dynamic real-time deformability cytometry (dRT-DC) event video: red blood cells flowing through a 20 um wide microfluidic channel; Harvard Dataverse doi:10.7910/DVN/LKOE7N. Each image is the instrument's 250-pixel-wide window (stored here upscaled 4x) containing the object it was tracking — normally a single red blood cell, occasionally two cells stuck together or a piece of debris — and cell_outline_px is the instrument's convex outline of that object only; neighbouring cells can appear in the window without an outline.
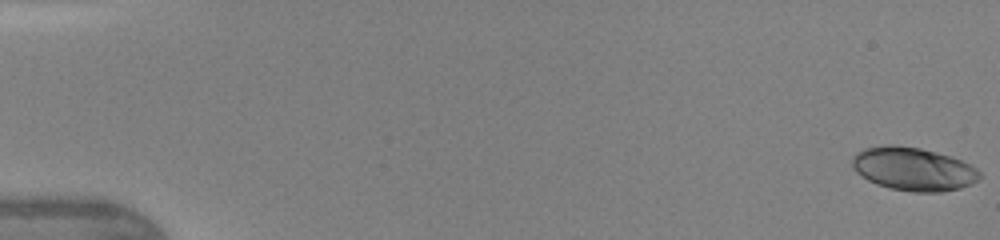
{"species": "human", "species_latin": "Homo sapiens", "temperature_condition": "warm", "stored_images_in_passage": 47, "camera_frame_rate_fps": 3000, "um_per_image_px": 0.085, "donor": {"sex": "female"}, "frame": {"image": 1, "passage_image": 1, "time_ms": 0.0, "image_size_px": [1000, 240], "cell_outline_px": [[980, 176], [972, 184], [960, 188], [944, 192], [916, 192], [888, 188], [876, 184], [868, 180], [856, 172], [852, 168], [852, 156], [856, 152], [864, 148], [888, 144], [892, 144], [920, 148], [952, 156], [976, 168], [980, 172]], "centroid_in_image_um": [77.6, 14.36], "position_along_channel_um": 7.4, "area_um2": 32.31}}
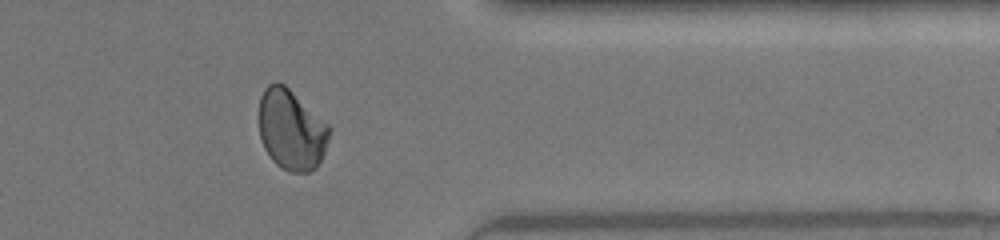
{"frame": {"image": 2, "passage_image": 39, "time_ms": 12.667, "image_size_px": [1000, 240], "cell_outline_px": [[332, 128], [324, 152], [316, 168], [308, 172], [288, 172], [280, 168], [272, 160], [264, 148], [260, 140], [256, 116], [260, 96], [264, 88], [268, 84], [276, 80], [284, 84], [328, 124]], "centroid_in_image_um": [24.7, 11.01], "position_along_channel_um": 386.7, "area_um2": 33.7}}
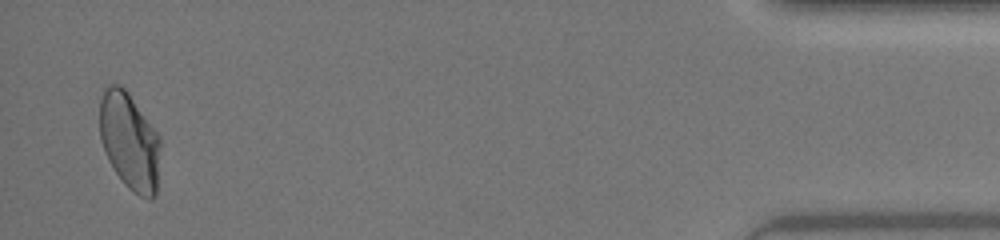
{"frame": {"image": 3, "passage_image": 46, "time_ms": 15.0, "image_size_px": [1000, 240], "cell_outline_px": [[160, 144], [156, 196], [152, 200], [148, 200], [132, 192], [124, 184], [108, 160], [104, 152], [100, 140], [100, 100], [108, 84], [120, 84], [128, 92], [160, 136]], "centroid_in_image_um": [11.01, 12.03], "position_along_channel_um": 424.2, "area_um2": 34.51}, "authors_computed_cell_mechanics": {"area_um2": 32.657, "velocity_mm_per_s": 4.3663, "shape_relaxation_time_tau1_ms": 5.317, "shape_relaxation_time_tau2_ms": 1.1903, "deformation_change_tau1": 0.1767, "deformation_change_tau2": 0.0451}}